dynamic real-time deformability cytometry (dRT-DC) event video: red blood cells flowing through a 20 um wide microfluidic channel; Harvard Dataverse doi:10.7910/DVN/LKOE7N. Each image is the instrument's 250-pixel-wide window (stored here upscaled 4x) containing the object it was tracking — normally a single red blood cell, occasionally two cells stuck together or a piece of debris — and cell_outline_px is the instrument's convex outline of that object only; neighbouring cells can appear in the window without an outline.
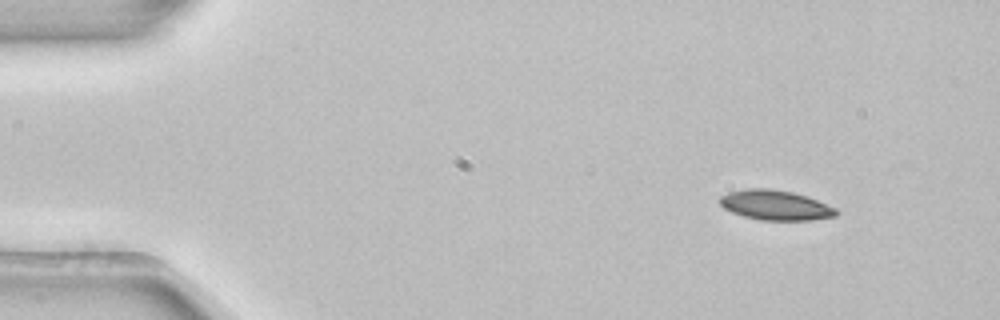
{"species": "common noctule bat (a hibernating species)", "species_latin": "Nyctalus noctula", "temperature_condition": "room temperature", "stored_images_in_passage": 3, "camera_frame_rate_fps": 3000, "um_per_image_px": 0.085, "animal": {"sex": "female", "body_mass_g": 22.7, "forearm_length_mm": 54.2}, "frame": {"image": 1, "passage_image": 1, "time_ms": 0.0, "image_size_px": [1000, 320], "cell_outline_px": [[840, 212], [836, 216], [812, 220], [760, 220], [744, 216], [732, 212], [724, 208], [720, 204], [720, 196], [728, 192], [748, 188], [768, 188], [792, 192], [808, 196], [836, 208]], "centroid_in_image_um": [65.93, 17.44], "position_along_channel_um": 19.1, "area_um2": 20.35}}
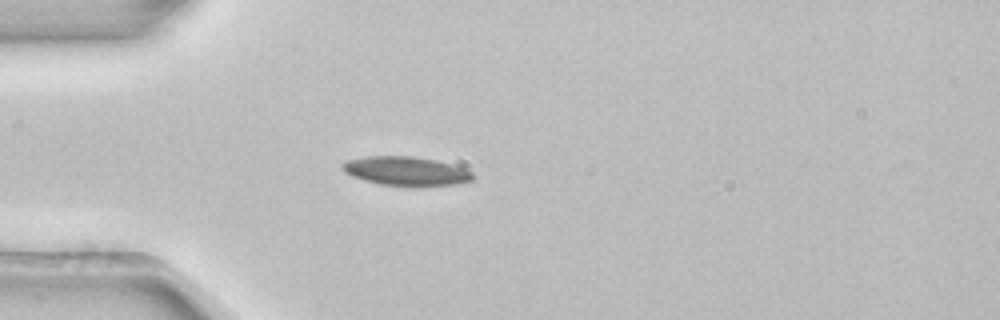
{"frame": {"image": 2, "passage_image": 3, "time_ms": 0.667, "image_size_px": [1000, 320], "cell_outline_px": [[476, 176], [472, 180], [456, 184], [420, 188], [380, 184], [364, 180], [352, 176], [344, 172], [340, 168], [340, 164], [348, 160], [368, 156], [412, 156], [436, 160], [452, 164], [472, 172]], "centroid_in_image_um": [34.52, 14.57], "position_along_channel_um": 50.5, "area_um2": 22.54}}